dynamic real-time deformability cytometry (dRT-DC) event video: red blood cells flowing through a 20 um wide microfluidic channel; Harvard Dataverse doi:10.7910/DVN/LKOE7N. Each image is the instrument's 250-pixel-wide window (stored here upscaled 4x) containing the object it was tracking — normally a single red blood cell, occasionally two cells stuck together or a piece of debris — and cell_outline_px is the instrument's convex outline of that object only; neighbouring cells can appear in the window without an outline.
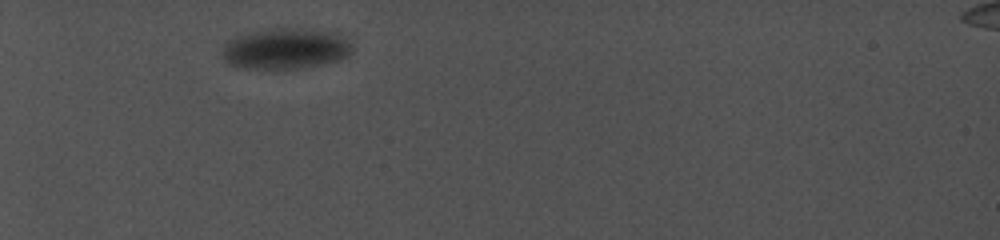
{"species": "common noctule bat (a hibernating species)", "species_latin": "Nyctalus noctula", "temperature_condition": "cold", "stored_images_in_passage": 21, "camera_frame_rate_fps": 5000, "um_per_image_px": 0.085, "animal": {"sex": "female", "body_mass_g": 19.0, "forearm_length_mm": 56.7}, "frame": {"image": 1, "passage_image": 1, "time_ms": 0.0, "image_size_px": [1000, 240], "cell_outline_px": [[352, 52], [348, 56], [340, 60], [300, 68], [240, 68], [228, 64], [224, 60], [224, 44], [228, 40], [236, 36], [252, 32], [280, 28], [304, 28], [332, 32], [348, 40], [352, 44]], "centroid_in_image_um": [24.28, 4.14], "position_along_channel_um": 60.7, "area_um2": 30.69}}
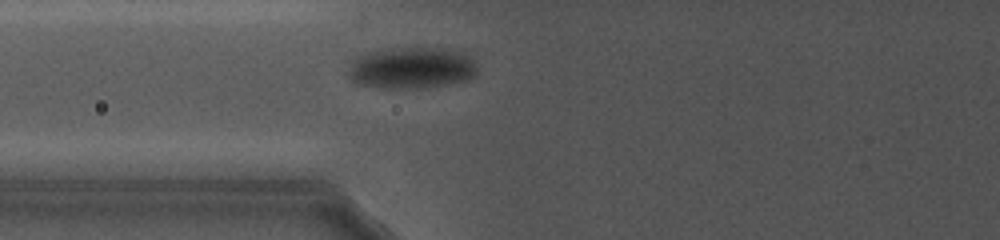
{"frame": {"image": 2, "passage_image": 8, "time_ms": 2.2, "image_size_px": [1000, 240], "cell_outline_px": [[476, 76], [464, 80], [448, 84], [424, 88], [388, 88], [360, 84], [352, 80], [348, 76], [348, 60], [352, 56], [364, 52], [384, 48], [464, 48], [472, 56], [476, 64]], "centroid_in_image_um": [34.99, 5.72], "position_along_channel_um": 90.8, "area_um2": 32.37}}